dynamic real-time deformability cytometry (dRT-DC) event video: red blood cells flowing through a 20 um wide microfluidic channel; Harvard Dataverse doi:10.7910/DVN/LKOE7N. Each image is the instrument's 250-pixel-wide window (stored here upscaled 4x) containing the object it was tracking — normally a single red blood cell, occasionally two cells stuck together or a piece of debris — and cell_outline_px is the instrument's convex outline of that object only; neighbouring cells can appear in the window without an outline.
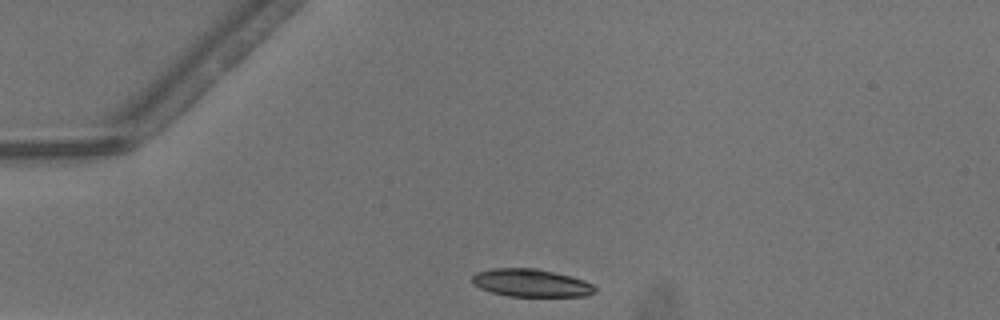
{"species": "common noctule bat (a hibernating species)", "species_latin": "Nyctalus noctula", "temperature_condition": "warm", "stored_images_in_passage": 28, "camera_frame_rate_fps": 3000, "um_per_image_px": 0.085, "animal": {"sex": "male", "body_mass_g": 13.3}, "frame": {"image": 1, "passage_image": 1, "time_ms": 0.0, "image_size_px": [1000, 320], "cell_outline_px": [[596, 292], [588, 296], [508, 296], [492, 292], [480, 288], [472, 284], [472, 276], [476, 272], [492, 268], [536, 268], [584, 280], [592, 284], [596, 288]], "centroid_in_image_um": [45.12, 24.05], "position_along_channel_um": 39.9, "area_um2": 19.83}}
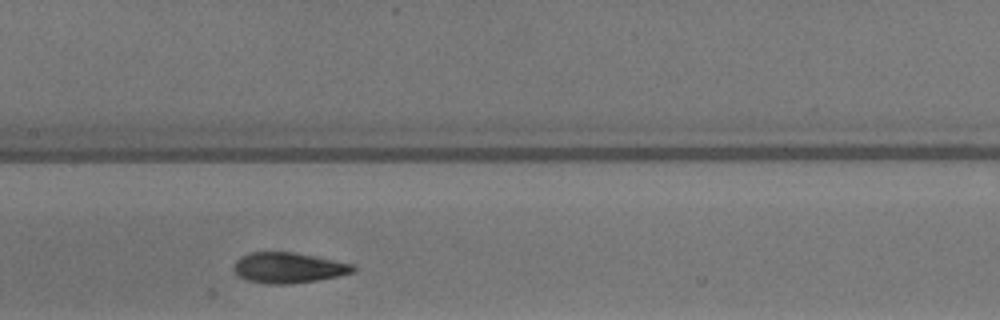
{"frame": {"image": 2, "passage_image": 14, "time_ms": 4.333, "image_size_px": [1000, 320], "cell_outline_px": [[356, 268], [352, 272], [336, 276], [316, 280], [288, 284], [268, 284], [248, 280], [240, 276], [232, 268], [236, 260], [240, 256], [252, 252], [296, 252], [316, 256], [352, 264]], "centroid_in_image_um": [24.48, 22.75], "position_along_channel_um": 182.9, "area_um2": 21.04}}
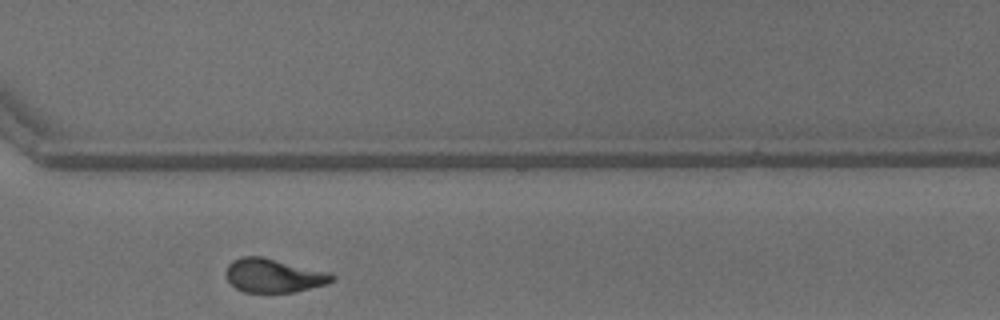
{"frame": {"image": 3, "passage_image": 26, "time_ms": 8.333, "image_size_px": [1000, 320], "cell_outline_px": [[336, 280], [328, 284], [296, 292], [244, 292], [236, 288], [224, 276], [224, 272], [228, 264], [232, 260], [240, 256], [260, 256], [336, 276]], "centroid_in_image_um": [23.17, 23.44], "position_along_channel_um": 347.4, "area_um2": 20.52}, "authors_computed_cell_mechanics": {"area_um2": 21.0392, "velocity_mm_per_s": 4.1219, "shape_relaxation_time_tau1_ms": 4.9433, "shape_relaxation_time_tau2_ms": 2.1719, "deformation_change_tau1": 0.18, "deformation_change_tau2": 0.0936}}